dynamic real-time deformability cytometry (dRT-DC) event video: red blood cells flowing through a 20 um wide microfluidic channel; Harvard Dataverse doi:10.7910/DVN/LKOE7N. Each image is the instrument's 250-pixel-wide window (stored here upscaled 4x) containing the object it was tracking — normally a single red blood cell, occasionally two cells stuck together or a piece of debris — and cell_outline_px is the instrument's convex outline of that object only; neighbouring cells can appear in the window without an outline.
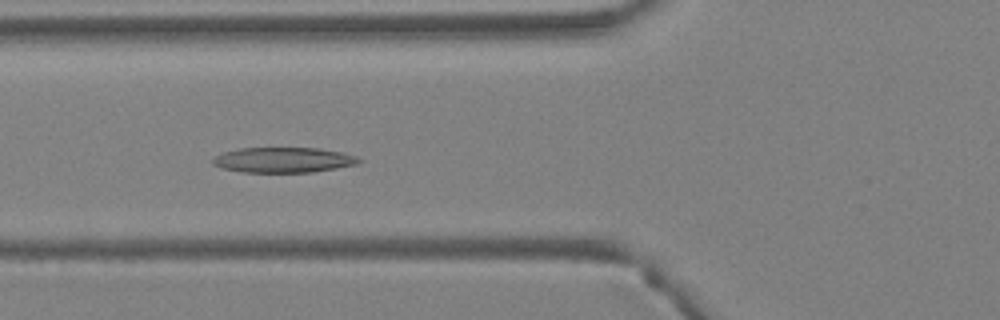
{"species": "Egyptian fruit bat (a non-hibernating species)", "species_latin": "Rousettus aegyptiacus", "temperature_condition": "warm", "stored_images_in_passage": 42, "camera_frame_rate_fps": 3000, "um_per_image_px": 0.085, "animal": {"sex": "female"}, "frame": {"image": 1, "passage_image": 16, "time_ms": 5.0, "image_size_px": [1000, 320], "cell_outline_px": [[360, 160], [356, 164], [336, 168], [312, 172], [244, 172], [220, 168], [212, 164], [212, 160], [216, 156], [224, 152], [240, 148], [316, 148], [340, 152], [356, 156]], "centroid_in_image_um": [24.04, 13.6], "position_along_channel_um": 101.8, "area_um2": 21.27}}
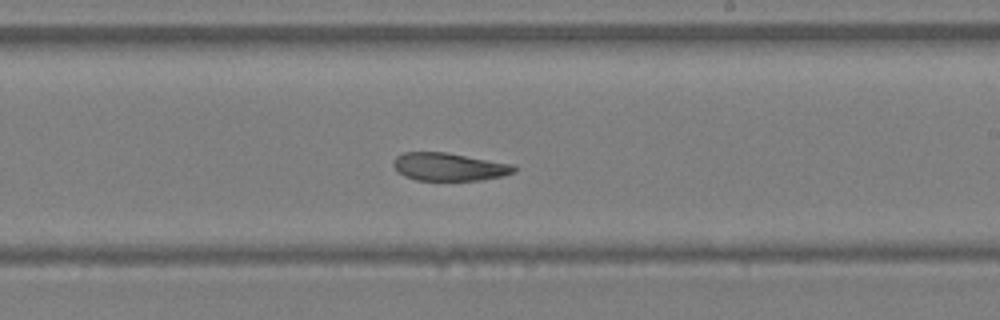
{"frame": {"image": 2, "passage_image": 25, "time_ms": 8.0, "image_size_px": [1000, 320], "cell_outline_px": [[516, 172], [504, 176], [480, 180], [416, 180], [404, 176], [396, 172], [392, 164], [392, 160], [396, 156], [404, 152], [444, 152], [512, 164], [516, 168]], "centroid_in_image_um": [38.12, 14.18], "position_along_channel_um": 250.9, "area_um2": 19.71}}
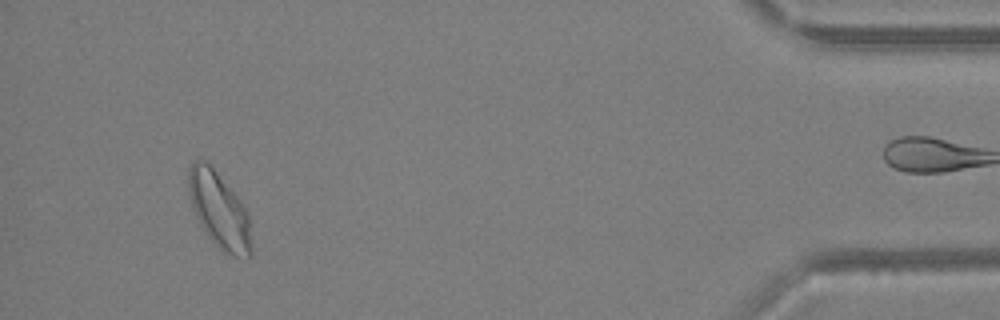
{"frame": {"image": 3, "passage_image": 39, "time_ms": 12.667, "image_size_px": [1000, 320], "cell_outline_px": [[252, 252], [248, 260], [232, 256], [220, 252], [208, 236], [200, 224], [196, 216], [192, 204], [188, 188], [188, 172], [192, 164], [196, 160], [204, 160], [212, 168], [236, 196], [244, 208], [248, 216], [252, 248]], "centroid_in_image_um": [18.64, 17.97], "position_along_channel_um": 416.6, "area_um2": 27.46}, "authors_computed_cell_mechanics": {"area_um2": 23.3801, "velocity_mm_per_s": 4.9803, "shape_relaxation_time_tau1_ms": null, "shape_relaxation_time_tau2_ms": 1.2608, "deformation_change_tau1": null, "deformation_change_tau2": 0.0762}}